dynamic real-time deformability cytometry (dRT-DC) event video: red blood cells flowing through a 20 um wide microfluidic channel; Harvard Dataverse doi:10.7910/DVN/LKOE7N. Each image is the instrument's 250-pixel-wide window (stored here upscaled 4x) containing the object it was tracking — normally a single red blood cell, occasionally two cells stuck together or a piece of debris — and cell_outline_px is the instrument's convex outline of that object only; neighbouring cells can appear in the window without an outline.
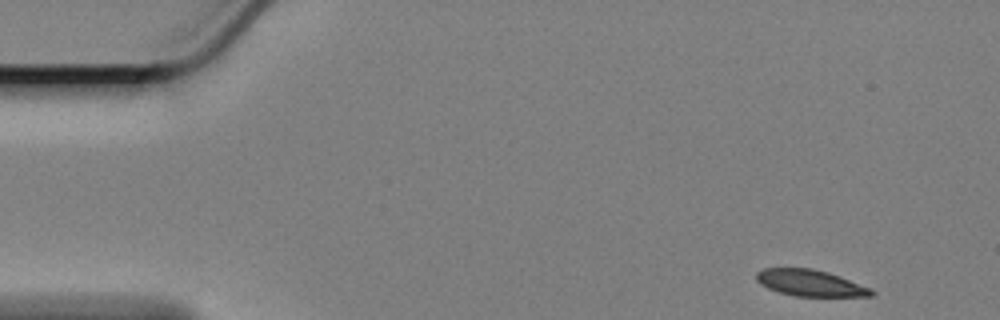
{"species": "Egyptian fruit bat (a non-hibernating species)", "species_latin": "Rousettus aegyptiacus", "temperature_condition": "cold", "stored_images_in_passage": 55, "camera_frame_rate_fps": 3000, "um_per_image_px": 0.085, "animal": {"sex": "female"}, "frame": {"image": 1, "passage_image": 1, "time_ms": 0.0, "image_size_px": [1000, 320], "cell_outline_px": [[876, 292], [872, 296], [796, 296], [780, 292], [768, 288], [760, 284], [756, 280], [756, 272], [764, 268], [812, 268], [828, 272], [840, 276], [872, 288]], "centroid_in_image_um": [68.89, 24.05], "position_along_channel_um": 16.1, "area_um2": 17.74}}
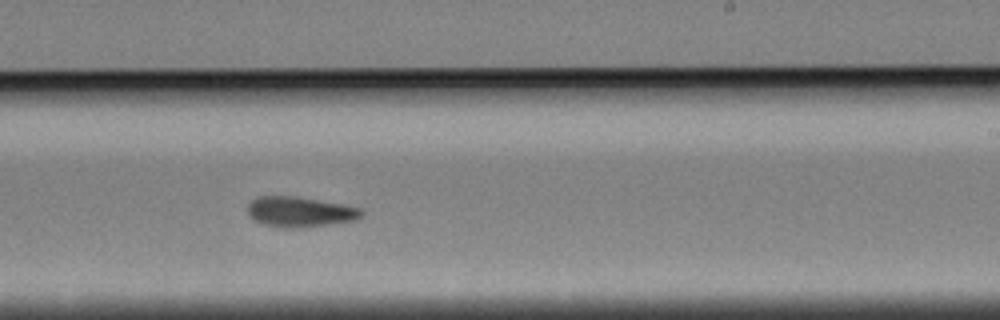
{"frame": {"image": 2, "passage_image": 32, "time_ms": 10.333, "image_size_px": [1000, 320], "cell_outline_px": [[364, 216], [356, 220], [300, 228], [288, 228], [264, 224], [256, 220], [248, 212], [248, 204], [256, 196], [296, 196], [344, 204], [360, 208], [364, 212]], "centroid_in_image_um": [25.54, 17.99], "position_along_channel_um": 263.5, "area_um2": 20.06}}
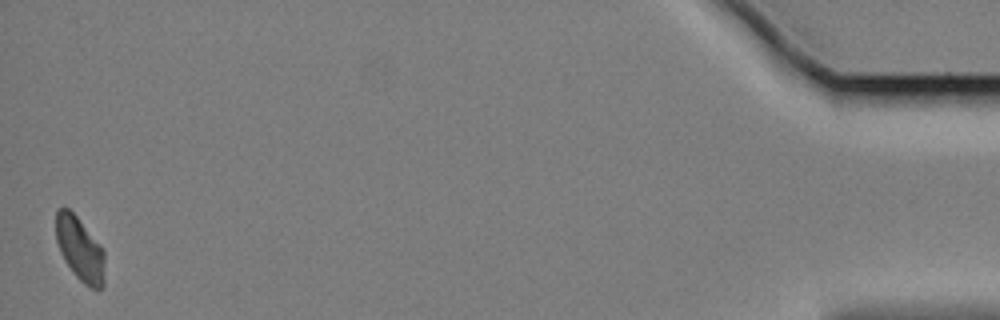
{"frame": {"image": 3, "passage_image": 55, "time_ms": 18.0, "image_size_px": [1000, 320], "cell_outline_px": [[104, 284], [100, 288], [92, 288], [84, 284], [72, 272], [64, 260], [60, 252], [56, 240], [56, 212], [60, 208], [68, 208], [76, 216], [104, 252]], "centroid_in_image_um": [6.77, 21.19], "position_along_channel_um": 428.4, "area_um2": 17.74}, "authors_computed_cell_mechanics": {"area_um2": 19.7098, "velocity_mm_per_s": 3.3321, "shape_relaxation_time_tau1_ms": 3.6099, "shape_relaxation_time_tau2_ms": null, "deformation_change_tau1": 0.1084, "deformation_change_tau2": null}}